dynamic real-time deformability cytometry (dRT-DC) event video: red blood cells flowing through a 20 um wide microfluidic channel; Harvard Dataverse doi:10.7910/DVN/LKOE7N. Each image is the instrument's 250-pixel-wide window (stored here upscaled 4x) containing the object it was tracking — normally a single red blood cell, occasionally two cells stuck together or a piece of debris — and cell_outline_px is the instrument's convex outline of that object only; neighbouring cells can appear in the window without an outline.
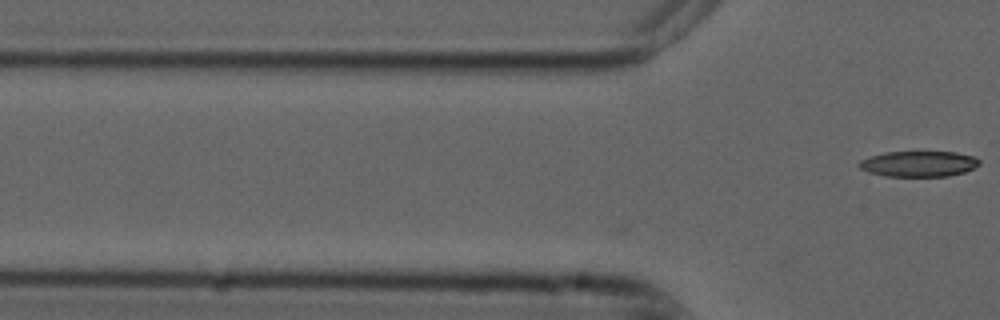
{"species": "common noctule bat (a hibernating species)", "species_latin": "Nyctalus noctula", "temperature_condition": "cold", "stored_images_in_passage": 5, "camera_frame_rate_fps": 3000, "um_per_image_px": 0.085, "animal": {"sex": "male", "forearm_length_mm": 52.5}, "frame": {"image": 1, "passage_image": 5, "time_ms": 1.333, "image_size_px": [1000, 320], "cell_outline_px": [[980, 164], [964, 172], [948, 176], [884, 176], [868, 172], [860, 168], [856, 164], [860, 160], [868, 156], [884, 152], [956, 152], [976, 156], [980, 160]], "centroid_in_image_um": [78.06, 13.92], "position_along_channel_um": 47.7, "area_um2": 18.15}}